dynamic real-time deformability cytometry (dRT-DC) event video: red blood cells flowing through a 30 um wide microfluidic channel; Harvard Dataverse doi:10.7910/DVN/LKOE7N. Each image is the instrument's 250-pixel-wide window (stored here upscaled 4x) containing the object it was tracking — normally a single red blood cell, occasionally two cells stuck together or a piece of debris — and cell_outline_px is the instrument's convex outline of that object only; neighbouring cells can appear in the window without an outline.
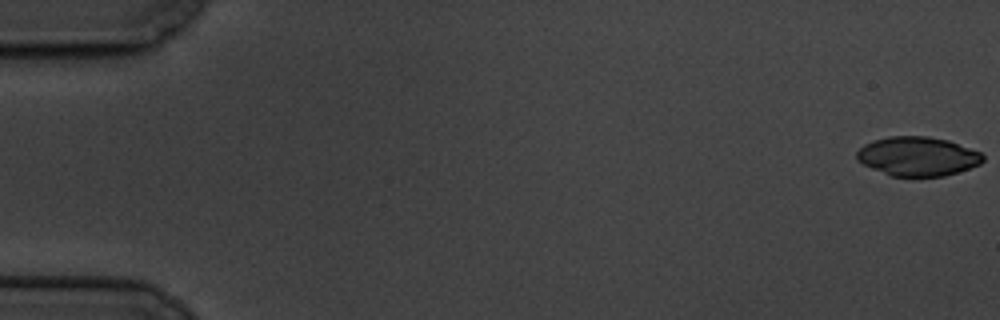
{"species": "common noctule bat (a hibernating species)", "species_latin": "Nyctalus noctula", "temperature_condition": "cold", "stored_images_in_passage": 5, "camera_frame_rate_fps": 3000, "um_per_image_px": 0.085, "animal": {"sex": "male", "body_mass_g": 19.5, "forearm_length_mm": 54.6}, "frame": {"image": 1, "passage_image": 1, "time_ms": 0.0, "image_size_px": [1000, 320], "cell_outline_px": [[984, 160], [980, 164], [944, 176], [892, 176], [872, 168], [856, 160], [856, 152], [864, 144], [872, 140], [888, 136], [928, 136], [948, 140], [980, 152], [984, 156]], "centroid_in_image_um": [77.98, 13.27], "position_along_channel_um": 7.0, "area_um2": 28.67}}
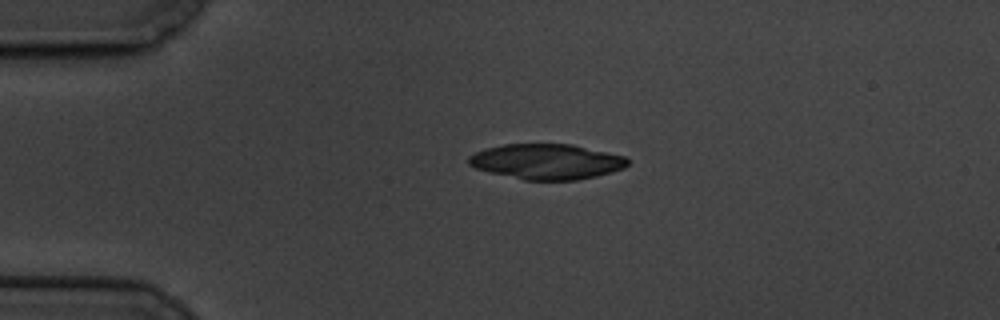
{"frame": {"image": 2, "passage_image": 4, "time_ms": 4.333, "image_size_px": [1000, 320], "cell_outline_px": [[628, 164], [624, 168], [612, 172], [596, 176], [576, 180], [524, 180], [476, 168], [468, 164], [468, 156], [484, 148], [504, 144], [572, 144], [624, 156], [628, 160]], "centroid_in_image_um": [46.46, 13.73], "position_along_channel_um": 38.5, "area_um2": 32.6}}